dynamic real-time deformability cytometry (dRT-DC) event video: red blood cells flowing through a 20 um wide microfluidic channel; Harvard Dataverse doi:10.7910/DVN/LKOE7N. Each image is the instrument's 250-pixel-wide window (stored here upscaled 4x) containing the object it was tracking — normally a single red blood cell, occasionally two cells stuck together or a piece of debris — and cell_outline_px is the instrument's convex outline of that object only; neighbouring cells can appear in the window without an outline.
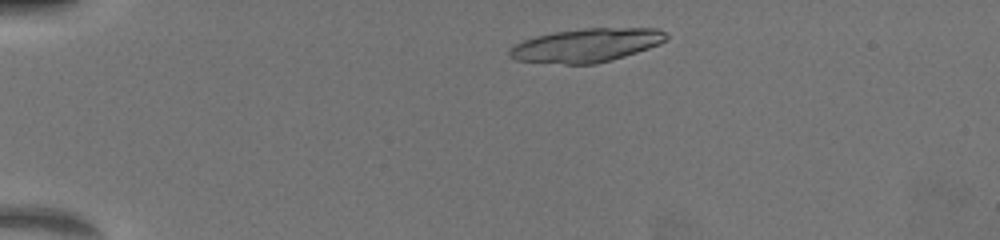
{"species": "common noctule bat (a hibernating species)", "species_latin": "Nyctalus noctula", "temperature_condition": "warm", "stored_images_in_passage": 56, "camera_frame_rate_fps": 3000, "um_per_image_px": 0.085, "animal": {"sex": "female", "body_mass_g": 19.5, "forearm_length_mm": 54.1}, "frame": {"image": 1, "passage_image": 6, "time_ms": 1.667, "image_size_px": [1000, 240], "cell_outline_px": [[668, 36], [660, 44], [612, 60], [596, 64], [564, 64], [516, 60], [508, 56], [508, 48], [524, 40], [536, 36], [552, 32], [584, 28], [660, 28], [668, 32]], "centroid_in_image_um": [49.85, 3.84], "position_along_channel_um": 35.2, "area_um2": 30.81}}